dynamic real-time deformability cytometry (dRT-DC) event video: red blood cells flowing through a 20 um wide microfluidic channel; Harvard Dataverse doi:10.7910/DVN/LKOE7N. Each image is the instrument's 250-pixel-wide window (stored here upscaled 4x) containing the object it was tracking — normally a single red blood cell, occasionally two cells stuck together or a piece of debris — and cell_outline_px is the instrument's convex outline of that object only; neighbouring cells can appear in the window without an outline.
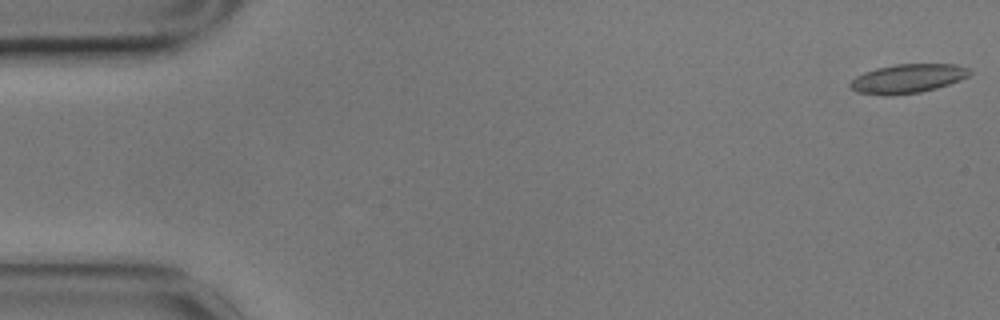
{"species": "common noctule bat (a hibernating species)", "species_latin": "Nyctalus noctula", "temperature_condition": "cold", "stored_images_in_passage": 57, "camera_frame_rate_fps": 3000, "um_per_image_px": 0.085, "animal": {"sex": "male", "body_mass_g": 17.9}, "frame": {"image": 1, "passage_image": 1, "time_ms": 0.0, "image_size_px": [1000, 320], "cell_outline_px": [[972, 72], [968, 76], [960, 80], [936, 88], [920, 92], [884, 96], [860, 92], [852, 88], [848, 84], [856, 76], [864, 72], [876, 68], [896, 64], [956, 64], [968, 68]], "centroid_in_image_um": [77.16, 6.67], "position_along_channel_um": 7.8, "area_um2": 20.06}}
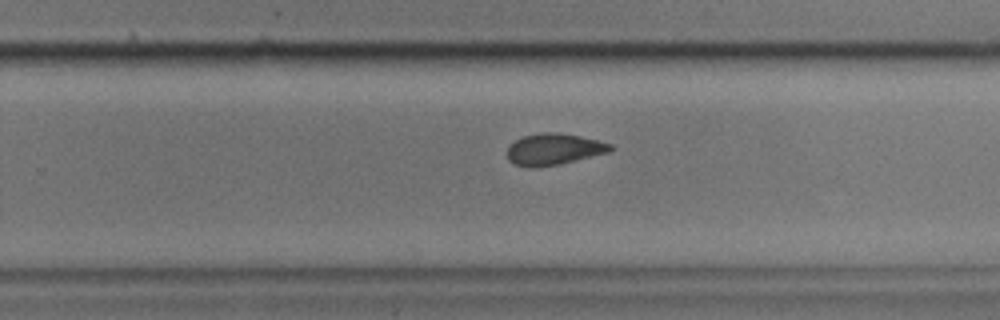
{"frame": {"image": 2, "passage_image": 36, "time_ms": 11.667, "image_size_px": [1000, 320], "cell_outline_px": [[612, 152], [560, 164], [536, 168], [528, 168], [516, 164], [508, 160], [508, 144], [524, 136], [540, 132], [560, 132], [580, 136], [612, 144]], "centroid_in_image_um": [47.08, 12.69], "position_along_channel_um": 282.7, "area_um2": 19.13}}
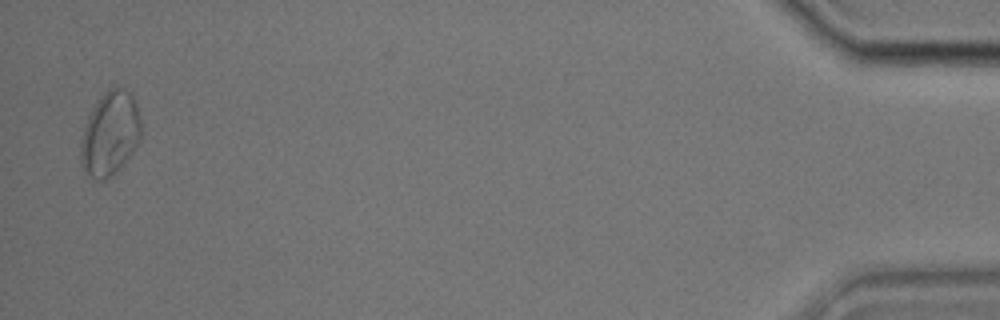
{"frame": {"image": 3, "passage_image": 56, "time_ms": 18.333, "image_size_px": [1000, 320], "cell_outline_px": [[140, 136], [132, 152], [124, 164], [112, 176], [104, 180], [100, 180], [92, 176], [84, 168], [80, 160], [80, 140], [88, 116], [92, 108], [104, 92], [108, 88], [124, 88], [132, 92], [136, 100], [140, 112]], "centroid_in_image_um": [9.37, 11.32], "position_along_channel_um": 425.8, "area_um2": 29.54}, "authors_computed_cell_mechanics": {"area_um2": 19.7676, "velocity_mm_per_s": 3.4741, "shape_relaxation_time_tau1_ms": 3.6243, "shape_relaxation_time_tau2_ms": 2.9546, "deformation_change_tau1": 0.123, "deformation_change_tau2": 0.0849}}